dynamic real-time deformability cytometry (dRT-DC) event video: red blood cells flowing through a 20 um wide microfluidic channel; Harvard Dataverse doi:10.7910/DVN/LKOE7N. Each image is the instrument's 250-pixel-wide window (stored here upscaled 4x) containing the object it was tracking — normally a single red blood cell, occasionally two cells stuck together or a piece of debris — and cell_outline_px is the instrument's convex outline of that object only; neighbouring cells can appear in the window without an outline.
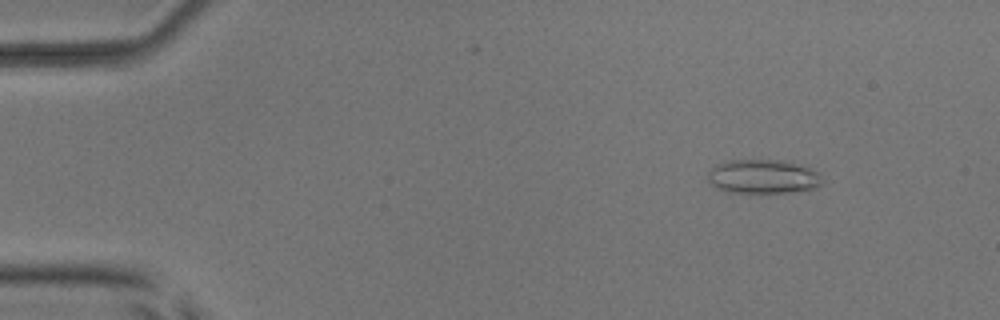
{"species": "common noctule bat (a hibernating species)", "species_latin": "Nyctalus noctula", "temperature_condition": "room temperature", "stored_images_in_passage": 53, "camera_frame_rate_fps": 3000, "um_per_image_px": 0.085, "animal": {"sex": "male", "body_mass_g": 17.9, "forearm_length_mm": 54.2}, "frame": {"image": 1, "passage_image": 7, "time_ms": 2.0, "image_size_px": [1000, 320], "cell_outline_px": [[824, 180], [816, 188], [792, 192], [732, 192], [716, 188], [708, 180], [708, 172], [716, 164], [728, 160], [792, 160], [820, 172]], "centroid_in_image_um": [64.92, 14.99], "position_along_channel_um": 20.1, "area_um2": 23.0}}
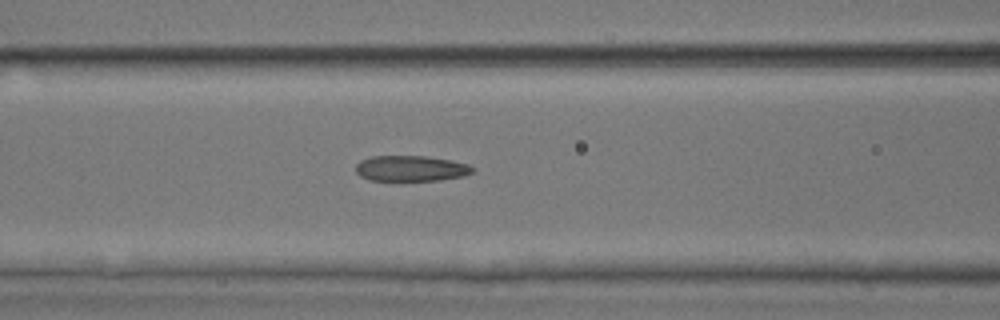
{"frame": {"image": 2, "passage_image": 23, "time_ms": 7.333, "image_size_px": [1000, 320], "cell_outline_px": [[476, 168], [472, 172], [464, 176], [440, 180], [368, 180], [360, 176], [356, 172], [356, 164], [360, 160], [372, 156], [424, 156], [448, 160], [468, 164]], "centroid_in_image_um": [34.91, 14.32], "position_along_channel_um": 131.7, "area_um2": 17.4}}
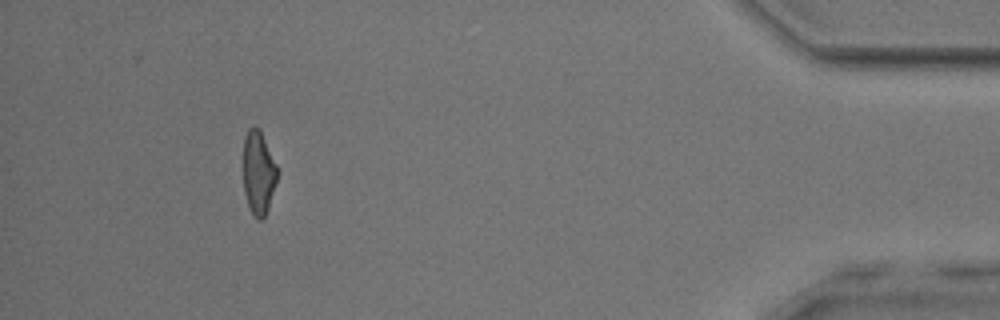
{"frame": {"image": 3, "passage_image": 49, "time_ms": 16.0, "image_size_px": [1000, 320], "cell_outline_px": [[276, 180], [268, 208], [264, 220], [256, 220], [248, 204], [244, 192], [244, 136], [248, 128], [252, 124], [256, 124], [260, 128], [276, 164]], "centroid_in_image_um": [21.95, 14.63], "position_along_channel_um": 413.2, "area_um2": 16.53}, "authors_computed_cell_mechanics": {"area_um2": 17.918, "velocity_mm_per_s": 3.9443, "shape_relaxation_time_tau1_ms": 8.5339, "shape_relaxation_time_tau2_ms": 2.8555, "deformation_change_tau1": 0.2305, "deformation_change_tau2": 0.1366}}